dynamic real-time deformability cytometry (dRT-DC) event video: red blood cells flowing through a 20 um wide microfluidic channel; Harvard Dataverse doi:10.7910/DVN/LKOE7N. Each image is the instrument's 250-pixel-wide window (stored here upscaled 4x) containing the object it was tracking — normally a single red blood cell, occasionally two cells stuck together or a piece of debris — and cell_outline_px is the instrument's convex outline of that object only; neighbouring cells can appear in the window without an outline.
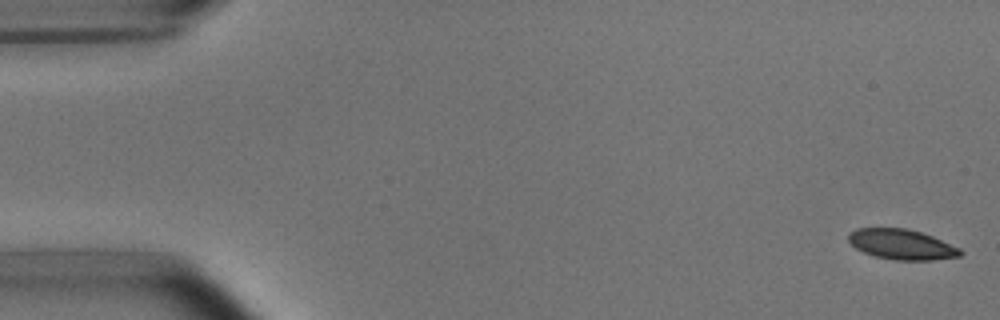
{"species": "common noctule bat (a hibernating species)", "species_latin": "Nyctalus noctula", "temperature_condition": "room temperature", "stored_images_in_passage": 5, "camera_frame_rate_fps": 3000, "um_per_image_px": 0.085, "animal": {"sex": "male", "body_mass_g": 15.6}, "frame": {"image": 1, "passage_image": 1, "time_ms": 0.0, "image_size_px": [1000, 320], "cell_outline_px": [[964, 252], [960, 256], [932, 260], [892, 260], [872, 256], [856, 248], [848, 240], [848, 232], [856, 228], [904, 228], [920, 232], [932, 236], [960, 248]], "centroid_in_image_um": [76.62, 20.78], "position_along_channel_um": 8.4, "area_um2": 19.77}}